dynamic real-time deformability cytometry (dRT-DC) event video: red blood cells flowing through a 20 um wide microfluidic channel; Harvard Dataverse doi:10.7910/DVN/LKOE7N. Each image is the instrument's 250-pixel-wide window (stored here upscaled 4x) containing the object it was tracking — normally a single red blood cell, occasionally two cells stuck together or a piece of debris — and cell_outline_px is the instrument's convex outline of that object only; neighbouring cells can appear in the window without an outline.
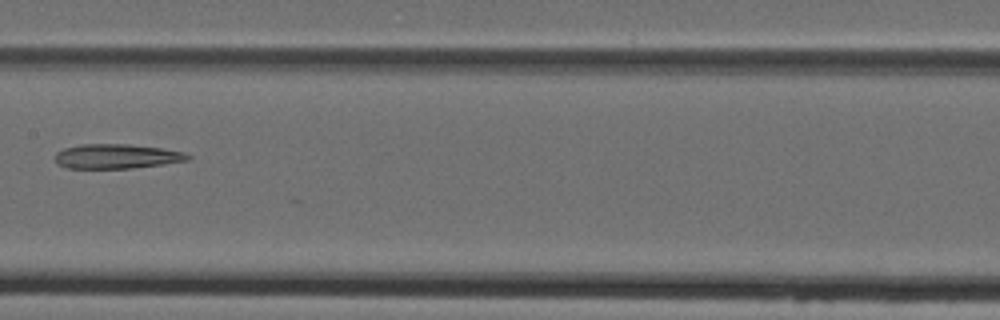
{"species": "Egyptian fruit bat (a non-hibernating species)", "species_latin": "Rousettus aegyptiacus", "temperature_condition": "cold", "stored_images_in_passage": 7, "camera_frame_rate_fps": 3000, "um_per_image_px": 0.085, "animal": {"sex": "female"}, "frame": {"image": 1, "passage_image": 6, "time_ms": 6.333, "image_size_px": [1000, 320], "cell_outline_px": [[192, 160], [164, 164], [132, 168], [68, 168], [56, 164], [56, 152], [64, 148], [80, 144], [128, 144], [160, 148], [184, 152], [192, 156]], "centroid_in_image_um": [9.94, 13.29], "position_along_channel_um": 197.5, "area_um2": 19.07}}
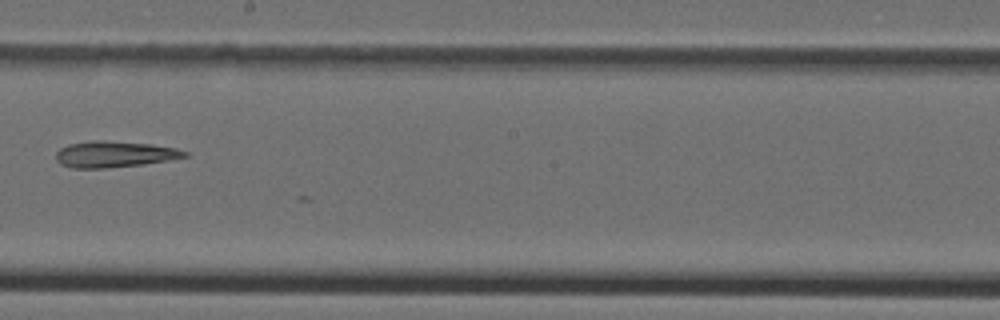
{"frame": {"image": 2, "passage_image": 7, "time_ms": 7.333, "image_size_px": [1000, 320], "cell_outline_px": [[188, 156], [168, 160], [144, 164], [104, 168], [72, 168], [60, 164], [56, 160], [56, 152], [60, 148], [68, 144], [92, 140], [104, 140], [152, 144], [176, 148], [188, 152]], "centroid_in_image_um": [9.7, 13.1], "position_along_channel_um": 238.5, "area_um2": 19.71}}